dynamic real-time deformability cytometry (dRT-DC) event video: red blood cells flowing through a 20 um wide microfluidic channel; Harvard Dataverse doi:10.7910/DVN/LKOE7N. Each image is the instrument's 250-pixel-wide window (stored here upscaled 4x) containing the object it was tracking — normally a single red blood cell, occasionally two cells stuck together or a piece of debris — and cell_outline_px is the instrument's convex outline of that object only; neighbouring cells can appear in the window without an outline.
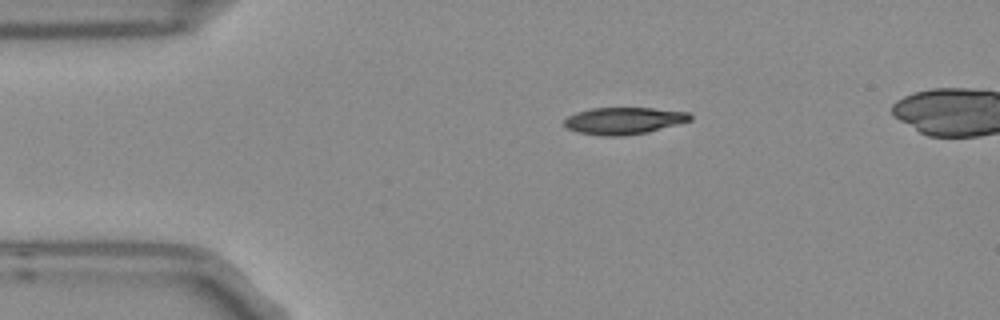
{"species": "Egyptian fruit bat (a non-hibernating species)", "species_latin": "Rousettus aegyptiacus", "temperature_condition": "room temperature", "stored_images_in_passage": 4, "camera_frame_rate_fps": 3000, "um_per_image_px": 0.085, "frame": {"image": 1, "passage_image": 1, "time_ms": 0.0, "image_size_px": [1000, 320], "cell_outline_px": [[692, 120], [648, 132], [624, 136], [600, 136], [576, 132], [564, 128], [564, 120], [568, 116], [576, 112], [592, 108], [652, 108], [688, 112], [692, 116]], "centroid_in_image_um": [52.98, 10.27], "position_along_channel_um": 32.0, "area_um2": 19.94}}
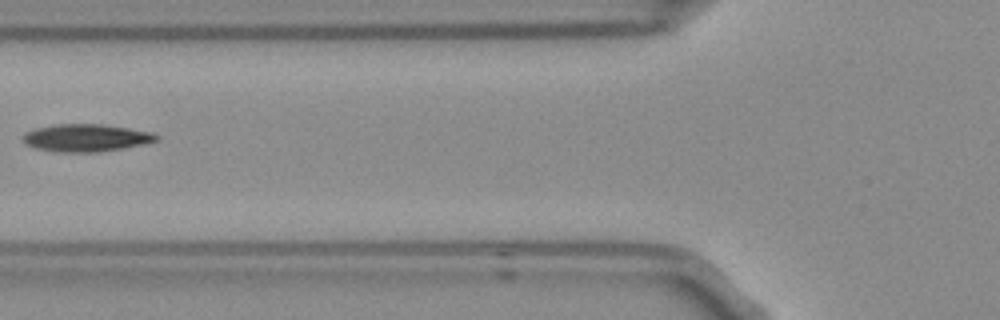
{"frame": {"image": 2, "passage_image": 3, "time_ms": 0.667, "image_size_px": [1000, 320], "cell_outline_px": [[160, 140], [144, 144], [96, 152], [60, 152], [36, 148], [24, 144], [24, 132], [32, 128], [56, 124], [100, 124], [128, 128], [152, 132], [160, 136]], "centroid_in_image_um": [7.31, 11.7], "position_along_channel_um": 118.5, "area_um2": 21.39}}